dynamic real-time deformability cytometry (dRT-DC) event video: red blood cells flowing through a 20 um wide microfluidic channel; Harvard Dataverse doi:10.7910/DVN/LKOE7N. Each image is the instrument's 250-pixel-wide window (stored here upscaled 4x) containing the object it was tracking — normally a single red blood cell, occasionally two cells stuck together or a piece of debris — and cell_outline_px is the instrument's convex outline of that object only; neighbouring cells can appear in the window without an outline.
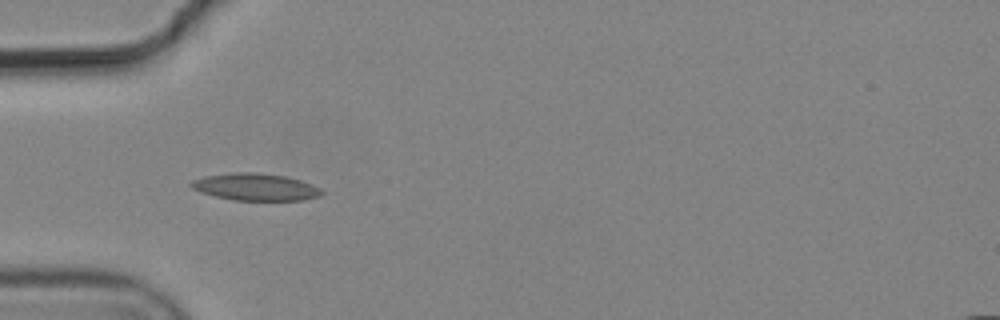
{"species": "common noctule bat (a hibernating species)", "species_latin": "Nyctalus noctula", "temperature_condition": "cold", "stored_images_in_passage": 6, "camera_frame_rate_fps": 3000, "um_per_image_px": 0.085, "animal": {"sex": "male", "body_mass_g": 19.2, "forearm_length_mm": 51.8}, "frame": {"image": 1, "passage_image": 5, "time_ms": 1.333, "image_size_px": [1000, 320], "cell_outline_px": [[324, 192], [320, 196], [300, 200], [232, 200], [200, 192], [192, 188], [188, 184], [192, 180], [204, 176], [232, 172], [256, 172], [284, 176], [300, 180], [312, 184], [320, 188]], "centroid_in_image_um": [21.69, 15.88], "position_along_channel_um": 63.3, "area_um2": 20.63}}
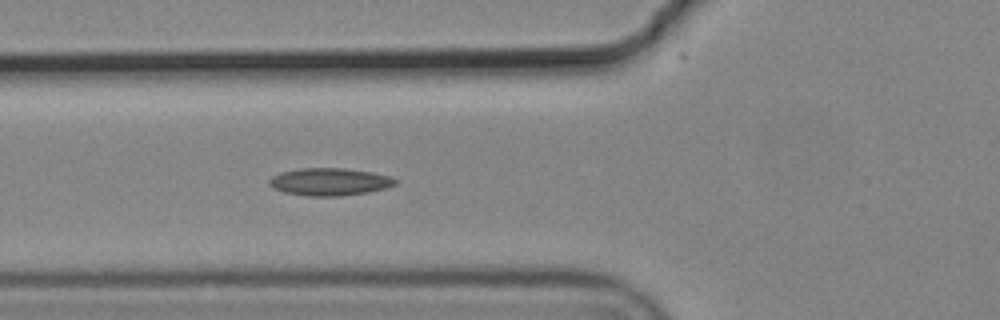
{"frame": {"image": 2, "passage_image": 6, "time_ms": 1.667, "image_size_px": [1000, 320], "cell_outline_px": [[396, 184], [384, 188], [368, 192], [340, 196], [308, 196], [284, 192], [272, 188], [268, 184], [268, 180], [272, 176], [280, 172], [300, 168], [344, 168], [372, 172], [392, 176], [396, 180]], "centroid_in_image_um": [27.98, 15.45], "position_along_channel_um": 97.8, "area_um2": 20.29}}